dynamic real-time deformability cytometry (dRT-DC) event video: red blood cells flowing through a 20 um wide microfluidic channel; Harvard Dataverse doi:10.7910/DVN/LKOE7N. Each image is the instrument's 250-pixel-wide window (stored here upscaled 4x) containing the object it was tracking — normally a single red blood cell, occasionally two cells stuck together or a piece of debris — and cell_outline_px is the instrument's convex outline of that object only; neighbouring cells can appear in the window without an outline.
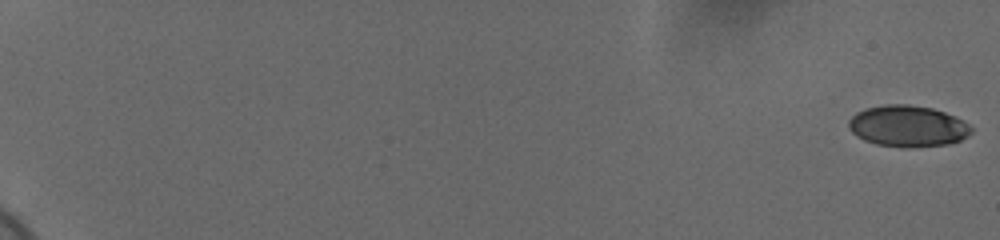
{"species": "human", "species_latin": "Homo sapiens", "temperature_condition": "cold", "stored_images_in_passage": 59, "camera_frame_rate_fps": 3000, "um_per_image_px": 0.085, "donor": {"sex": "female"}, "frame": {"image": 1, "passage_image": 1, "time_ms": 0.0, "image_size_px": [1000, 240], "cell_outline_px": [[972, 132], [968, 136], [960, 140], [948, 144], [904, 148], [876, 144], [864, 140], [856, 136], [848, 128], [848, 120], [856, 112], [864, 108], [884, 104], [908, 104], [932, 108], [956, 116], [968, 124], [972, 128]], "centroid_in_image_um": [77.13, 10.71], "position_along_channel_um": 7.9, "area_um2": 29.77}}
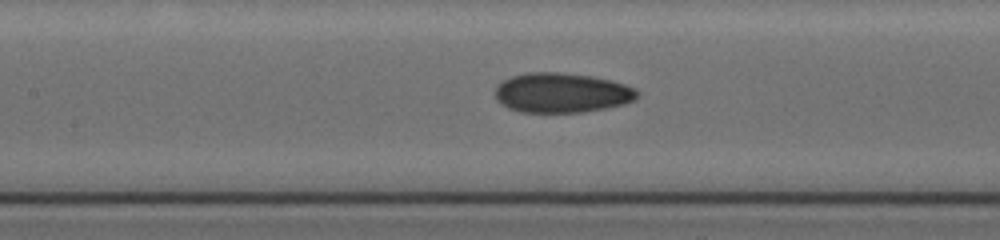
{"frame": {"image": 2, "passage_image": 32, "time_ms": 10.333, "image_size_px": [1000, 240], "cell_outline_px": [[640, 96], [624, 104], [584, 112], [520, 112], [508, 108], [500, 104], [496, 100], [496, 84], [512, 76], [528, 72], [560, 72], [592, 76], [612, 80], [636, 88], [640, 92]], "centroid_in_image_um": [47.75, 7.88], "position_along_channel_um": 159.7, "area_um2": 33.18}}
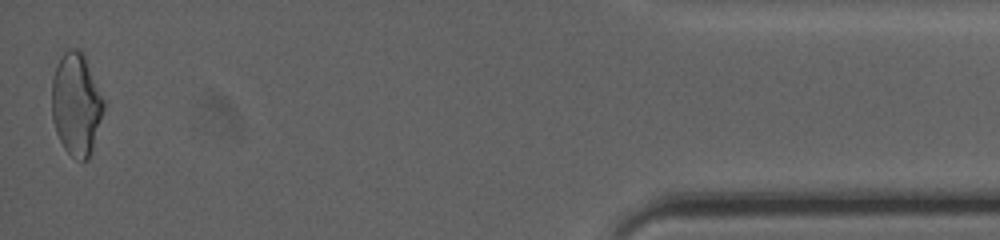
{"frame": {"image": 3, "passage_image": 59, "time_ms": 19.333, "image_size_px": [1000, 240], "cell_outline_px": [[104, 108], [92, 148], [88, 160], [80, 160], [72, 156], [64, 148], [56, 132], [52, 120], [52, 80], [56, 68], [64, 52], [68, 48], [76, 48], [84, 52], [104, 100]], "centroid_in_image_um": [6.48, 8.83], "position_along_channel_um": 428.7, "area_um2": 30.75}, "authors_computed_cell_mechanics": {"area_um2": 31.0386, "velocity_mm_per_s": 3.707, "shape_relaxation_time_tau1_ms": 9.484, "shape_relaxation_time_tau2_ms": 2.3012, "deformation_change_tau1": 0.1796, "deformation_change_tau2": 0.0746}}